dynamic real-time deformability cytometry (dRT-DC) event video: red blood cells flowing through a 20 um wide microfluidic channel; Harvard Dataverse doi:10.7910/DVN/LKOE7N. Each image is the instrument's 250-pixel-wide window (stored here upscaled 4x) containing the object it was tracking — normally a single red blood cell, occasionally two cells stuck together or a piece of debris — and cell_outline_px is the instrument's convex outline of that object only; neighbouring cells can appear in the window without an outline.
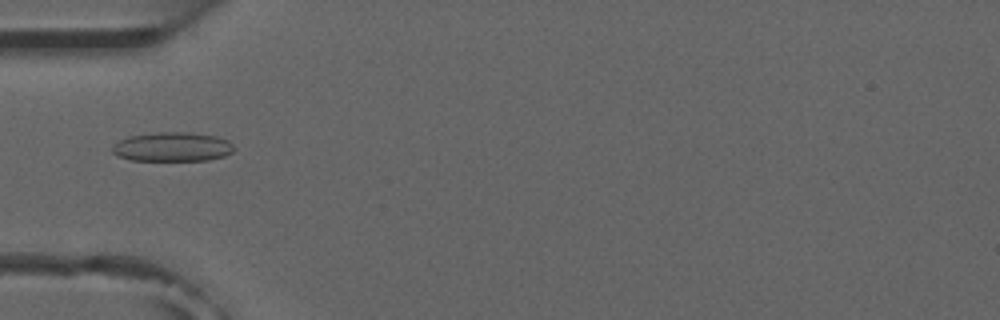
{"species": "common noctule bat (a hibernating species)", "species_latin": "Nyctalus noctula", "temperature_condition": "room temperature", "stored_images_in_passage": 2, "camera_frame_rate_fps": 3000, "um_per_image_px": 0.085, "animal": {"sex": "male", "forearm_length_mm": 52.5}, "frame": {"image": 1, "passage_image": 1, "time_ms": 0.0, "image_size_px": [1000, 320], "cell_outline_px": [[236, 148], [232, 152], [224, 156], [208, 160], [128, 160], [116, 156], [112, 152], [112, 144], [128, 136], [160, 132], [184, 132], [216, 136], [228, 140]], "centroid_in_image_um": [14.63, 12.48], "position_along_channel_um": 70.4, "area_um2": 20.81}}
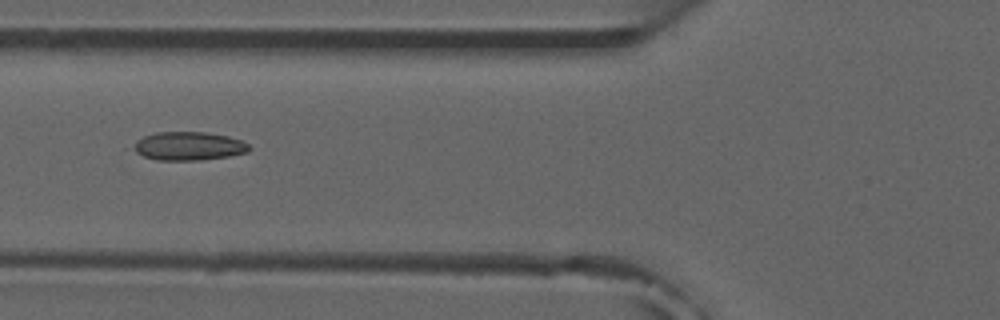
{"frame": {"image": 2, "passage_image": 2, "time_ms": 1.0, "image_size_px": [1000, 320], "cell_outline_px": [[252, 148], [248, 152], [228, 156], [200, 160], [156, 160], [144, 156], [124, 148], [136, 140], [144, 136], [156, 132], [204, 132], [228, 136], [240, 140], [248, 144]], "centroid_in_image_um": [15.93, 12.42], "position_along_channel_um": 109.9, "area_um2": 19.59}}